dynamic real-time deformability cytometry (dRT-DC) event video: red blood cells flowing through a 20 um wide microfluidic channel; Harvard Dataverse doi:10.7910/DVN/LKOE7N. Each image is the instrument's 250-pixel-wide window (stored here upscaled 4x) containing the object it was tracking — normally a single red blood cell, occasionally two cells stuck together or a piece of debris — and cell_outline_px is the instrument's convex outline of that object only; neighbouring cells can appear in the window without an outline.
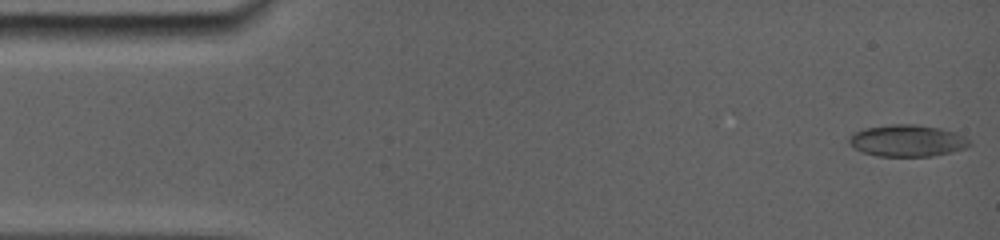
{"species": "common noctule bat (a hibernating species)", "species_latin": "Nyctalus noctula", "temperature_condition": "room temperature", "stored_images_in_passage": 11, "camera_frame_rate_fps": 5000, "um_per_image_px": 0.085, "animal": {"sex": "female", "body_mass_g": 19.0, "forearm_length_mm": 56.7}, "frame": {"image": 1, "passage_image": 1, "time_ms": 0.0, "image_size_px": [1000, 240], "cell_outline_px": [[948, 148], [940, 152], [924, 156], [884, 156], [868, 152], [852, 144], [852, 136], [856, 132], [868, 128], [936, 128], [948, 132]], "centroid_in_image_um": [76.64, 12.01], "position_along_channel_um": 8.4, "area_um2": 17.17}}
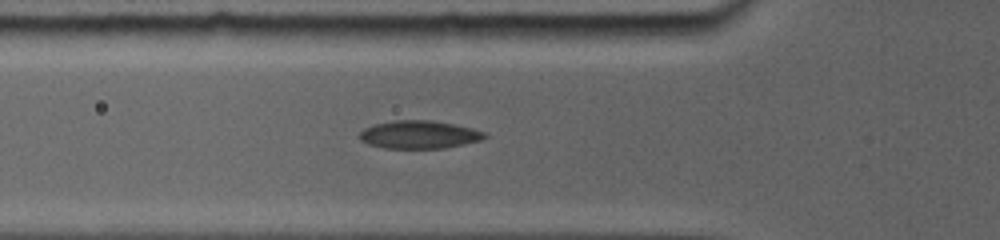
{"frame": {"image": 2, "passage_image": 8, "time_ms": 5.2, "image_size_px": [1000, 240], "cell_outline_px": [[488, 136], [480, 140], [444, 148], [388, 148], [372, 144], [364, 140], [360, 136], [360, 132], [364, 128], [376, 124], [396, 120], [432, 120], [452, 124], [484, 132]], "centroid_in_image_um": [35.65, 11.43], "position_along_channel_um": 90.2, "area_um2": 19.77}}
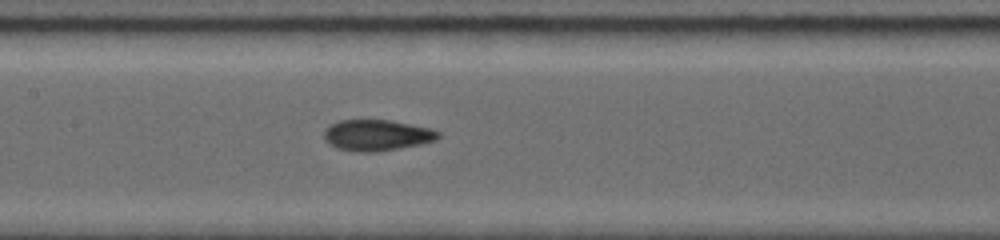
{"frame": {"image": 3, "passage_image": 11, "time_ms": 7.4, "image_size_px": [1000, 240], "cell_outline_px": [[440, 136], [432, 140], [416, 144], [376, 152], [364, 152], [340, 148], [332, 144], [324, 136], [324, 132], [332, 124], [340, 120], [388, 120], [428, 128], [440, 132]], "centroid_in_image_um": [32.02, 11.48], "position_along_channel_um": 175.4, "area_um2": 19.71}}